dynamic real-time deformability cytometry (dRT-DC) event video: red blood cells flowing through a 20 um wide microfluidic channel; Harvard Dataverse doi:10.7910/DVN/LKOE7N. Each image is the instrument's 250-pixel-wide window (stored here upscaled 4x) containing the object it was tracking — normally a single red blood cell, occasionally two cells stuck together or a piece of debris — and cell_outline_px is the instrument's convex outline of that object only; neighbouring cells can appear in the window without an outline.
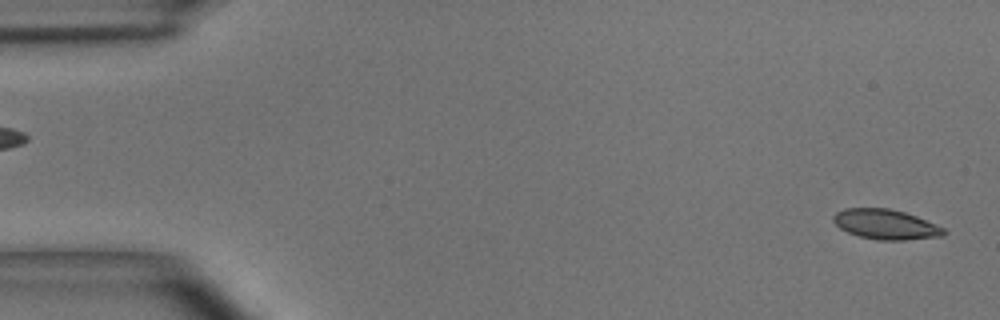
{"species": "common noctule bat (a hibernating species)", "species_latin": "Nyctalus noctula", "temperature_condition": "room temperature", "stored_images_in_passage": 5, "camera_frame_rate_fps": 3000, "um_per_image_px": 0.085, "animal": {"sex": "male", "body_mass_g": 15.6}, "frame": {"image": 1, "passage_image": 1, "time_ms": 0.0, "image_size_px": [1000, 320], "cell_outline_px": [[948, 232], [944, 236], [904, 240], [880, 240], [860, 236], [848, 232], [840, 228], [832, 220], [832, 216], [836, 212], [844, 208], [888, 208], [904, 212], [916, 216], [944, 228]], "centroid_in_image_um": [75.29, 19.07], "position_along_channel_um": 9.7, "area_um2": 19.25}}
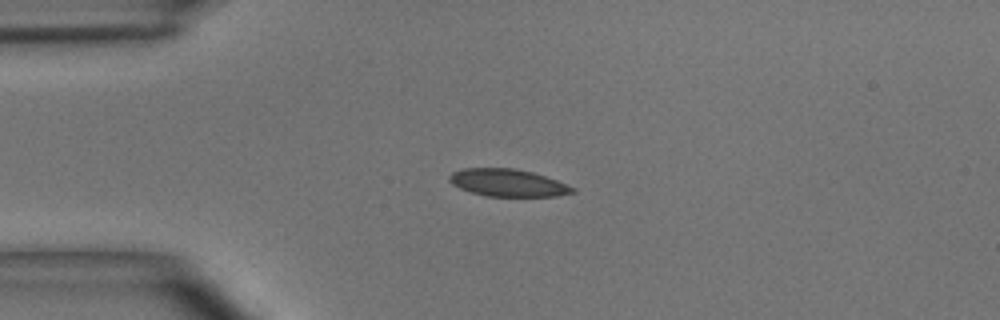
{"frame": {"image": 2, "passage_image": 4, "time_ms": 1.0, "image_size_px": [1000, 320], "cell_outline_px": [[576, 192], [556, 196], [488, 196], [472, 192], [460, 188], [452, 184], [448, 180], [448, 176], [452, 172], [464, 168], [516, 168], [532, 172], [556, 180], [576, 188]], "centroid_in_image_um": [43.16, 15.53], "position_along_channel_um": 41.8, "area_um2": 19.59}}
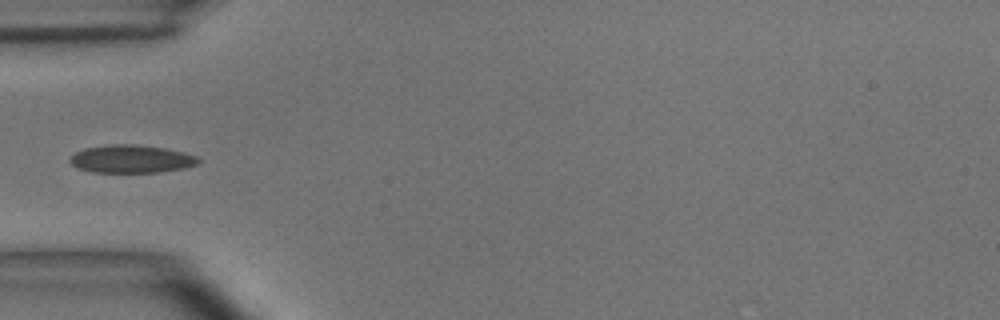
{"frame": {"image": 3, "passage_image": 5, "time_ms": 1.333, "image_size_px": [1000, 320], "cell_outline_px": [[200, 164], [184, 168], [160, 172], [92, 172], [76, 168], [68, 160], [76, 152], [84, 148], [108, 144], [136, 144], [164, 148], [184, 152], [196, 156], [200, 160]], "centroid_in_image_um": [11.16, 13.51], "position_along_channel_um": 73.8, "area_um2": 21.04}}